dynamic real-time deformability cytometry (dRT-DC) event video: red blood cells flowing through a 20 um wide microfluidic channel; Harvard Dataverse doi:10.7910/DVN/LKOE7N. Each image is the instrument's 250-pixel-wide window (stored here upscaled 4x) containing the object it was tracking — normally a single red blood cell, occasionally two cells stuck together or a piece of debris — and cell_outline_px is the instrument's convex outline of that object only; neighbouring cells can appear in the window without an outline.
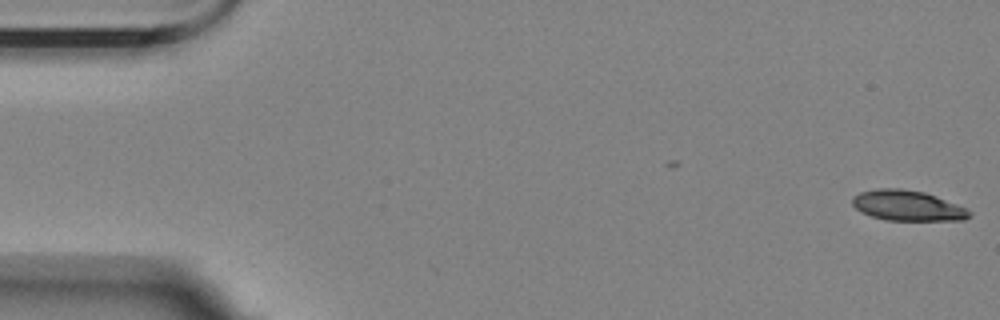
{"species": "Egyptian fruit bat (a non-hibernating species)", "species_latin": "Rousettus aegyptiacus", "temperature_condition": "room temperature", "stored_images_in_passage": 43, "camera_frame_rate_fps": 3000, "um_per_image_px": 0.085, "animal": {"sex": "female"}, "frame": {"image": 1, "passage_image": 1, "time_ms": 0.0, "image_size_px": [1000, 320], "cell_outline_px": [[972, 216], [964, 220], [884, 220], [860, 212], [852, 204], [852, 196], [860, 192], [880, 188], [900, 188], [924, 192], [936, 196], [968, 208], [972, 212]], "centroid_in_image_um": [77.16, 17.48], "position_along_channel_um": 7.8, "area_um2": 20.87}}
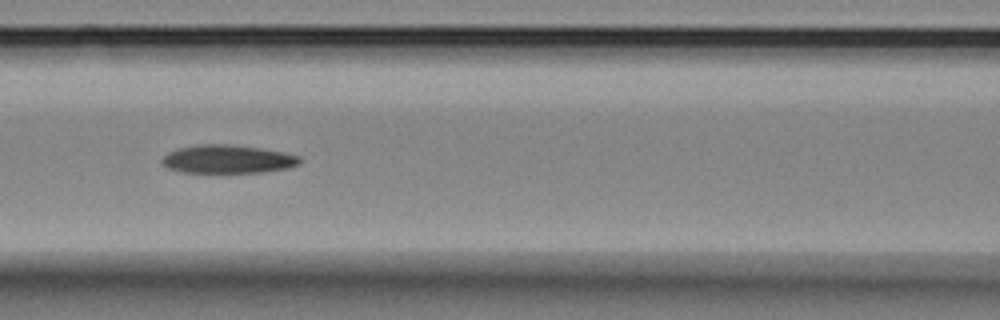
{"frame": {"image": 2, "passage_image": 24, "time_ms": 7.667, "image_size_px": [1000, 320], "cell_outline_px": [[300, 164], [288, 168], [264, 172], [180, 172], [168, 168], [160, 164], [160, 160], [168, 152], [176, 148], [200, 144], [224, 144], [260, 148], [284, 152], [300, 156]], "centroid_in_image_um": [19.32, 13.53], "position_along_channel_um": 147.3, "area_um2": 22.83}}
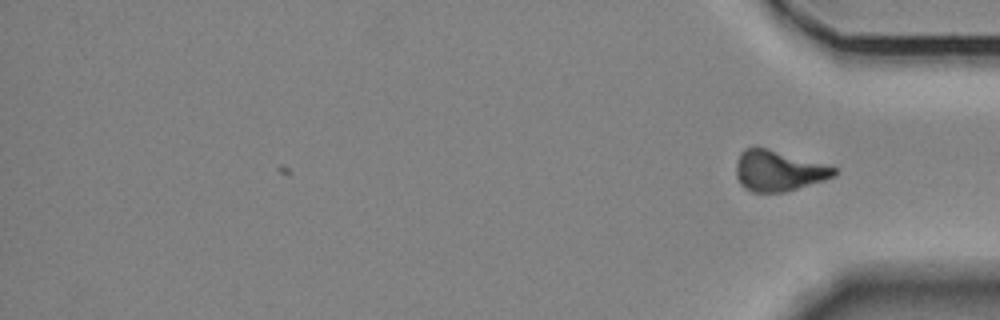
{"frame": {"image": 3, "passage_image": 43, "time_ms": 14.0, "image_size_px": [1000, 320], "cell_outline_px": [[836, 176], [824, 180], [784, 192], [752, 192], [744, 188], [740, 184], [736, 176], [736, 160], [740, 152], [744, 148], [752, 144], [756, 144], [836, 168]], "centroid_in_image_um": [66.09, 14.48], "position_along_channel_um": 369.1, "area_um2": 23.52}, "authors_computed_cell_mechanics": {"area_um2": 22.831, "velocity_mm_per_s": 3.5228, "shape_relaxation_time_tau1_ms": 7.6118, "shape_relaxation_time_tau2_ms": null, "deformation_change_tau1": 0.1981, "deformation_change_tau2": null}}